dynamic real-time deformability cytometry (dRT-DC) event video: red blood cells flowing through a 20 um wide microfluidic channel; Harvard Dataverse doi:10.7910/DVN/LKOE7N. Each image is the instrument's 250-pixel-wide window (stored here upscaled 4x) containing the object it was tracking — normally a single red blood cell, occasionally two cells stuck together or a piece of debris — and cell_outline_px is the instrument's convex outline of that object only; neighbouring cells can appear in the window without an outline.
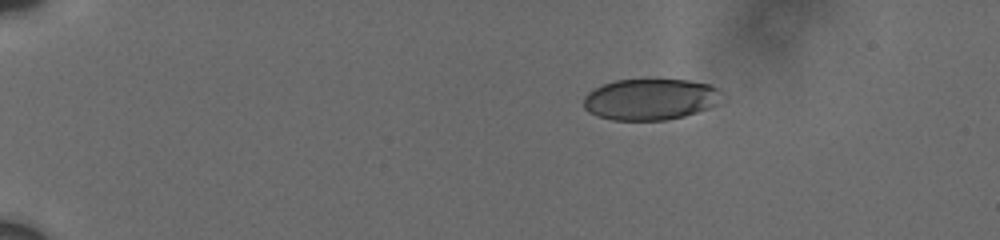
{"species": "human", "species_latin": "Homo sapiens", "temperature_condition": "cold", "stored_images_in_passage": 4, "camera_frame_rate_fps": 3000, "um_per_image_px": 0.085, "donor": {"sex": "male"}, "frame": {"image": 1, "passage_image": 1, "time_ms": 0.0, "image_size_px": [1000, 240], "cell_outline_px": [[728, 100], [708, 108], [684, 116], [664, 120], [612, 120], [596, 116], [588, 112], [584, 108], [584, 96], [588, 92], [604, 84], [616, 80], [688, 80], [708, 84], [720, 88]], "centroid_in_image_um": [55.36, 8.45], "position_along_channel_um": 29.6, "area_um2": 33.64}}